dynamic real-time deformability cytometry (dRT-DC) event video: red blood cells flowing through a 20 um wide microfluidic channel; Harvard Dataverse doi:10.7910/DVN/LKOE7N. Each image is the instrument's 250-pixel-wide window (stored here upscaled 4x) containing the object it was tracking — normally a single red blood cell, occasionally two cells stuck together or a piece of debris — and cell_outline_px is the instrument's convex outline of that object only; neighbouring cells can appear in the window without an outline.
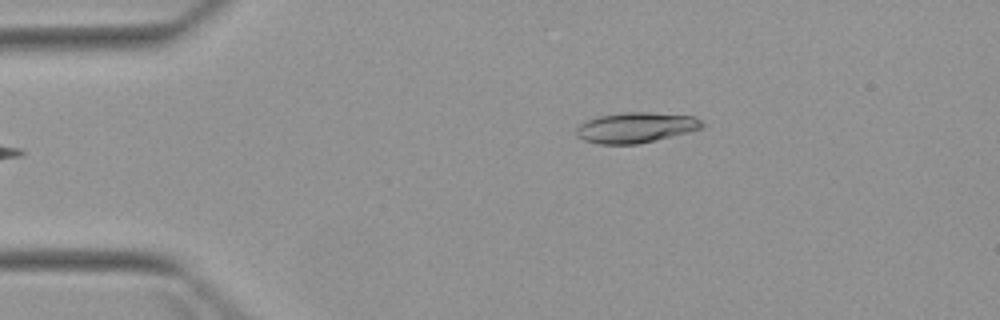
{"species": "Egyptian fruit bat (a non-hibernating species)", "species_latin": "Rousettus aegyptiacus", "temperature_condition": "warm", "stored_images_in_passage": 3, "camera_frame_rate_fps": 3000, "um_per_image_px": 0.085, "animal": {"sex": "female"}, "frame": {"image": 1, "passage_image": 3, "time_ms": 2.333, "image_size_px": [1000, 320], "cell_outline_px": [[704, 124], [700, 128], [688, 132], [656, 140], [636, 144], [596, 144], [584, 140], [576, 132], [576, 128], [580, 124], [588, 120], [600, 116], [624, 112], [648, 112], [692, 116], [700, 120]], "centroid_in_image_um": [54.03, 10.84], "position_along_channel_um": 31.0, "area_um2": 21.96}}